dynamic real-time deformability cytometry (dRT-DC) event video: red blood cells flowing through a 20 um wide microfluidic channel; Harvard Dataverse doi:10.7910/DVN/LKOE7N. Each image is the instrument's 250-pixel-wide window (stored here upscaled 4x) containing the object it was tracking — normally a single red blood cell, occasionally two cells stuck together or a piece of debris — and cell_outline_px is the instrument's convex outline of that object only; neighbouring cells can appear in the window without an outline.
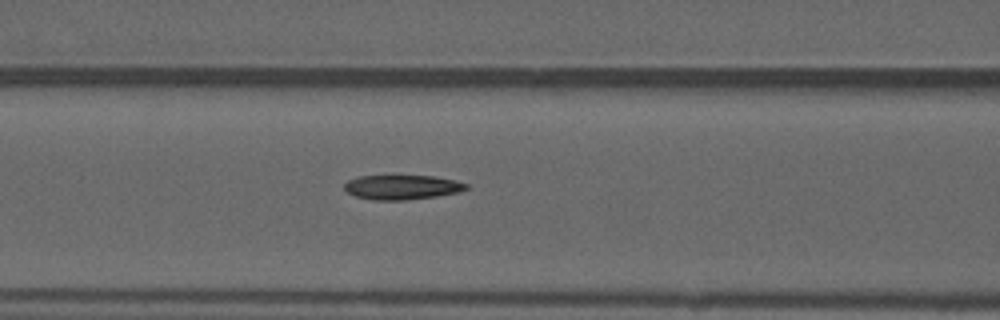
{"species": "common noctule bat (a hibernating species)", "species_latin": "Nyctalus noctula", "temperature_condition": "warm", "stored_images_in_passage": 49, "camera_frame_rate_fps": 3000, "um_per_image_px": 0.085, "animal": {"sex": "male", "forearm_length_mm": 52.5}, "frame": {"image": 1, "passage_image": 22, "time_ms": 7.0, "image_size_px": [1000, 320], "cell_outline_px": [[468, 188], [460, 192], [436, 196], [404, 200], [372, 200], [356, 196], [348, 192], [344, 188], [344, 184], [348, 180], [360, 176], [388, 172], [392, 172], [432, 176], [452, 180], [468, 184]], "centroid_in_image_um": [34.12, 15.85], "position_along_channel_um": 132.5, "area_um2": 18.32}}